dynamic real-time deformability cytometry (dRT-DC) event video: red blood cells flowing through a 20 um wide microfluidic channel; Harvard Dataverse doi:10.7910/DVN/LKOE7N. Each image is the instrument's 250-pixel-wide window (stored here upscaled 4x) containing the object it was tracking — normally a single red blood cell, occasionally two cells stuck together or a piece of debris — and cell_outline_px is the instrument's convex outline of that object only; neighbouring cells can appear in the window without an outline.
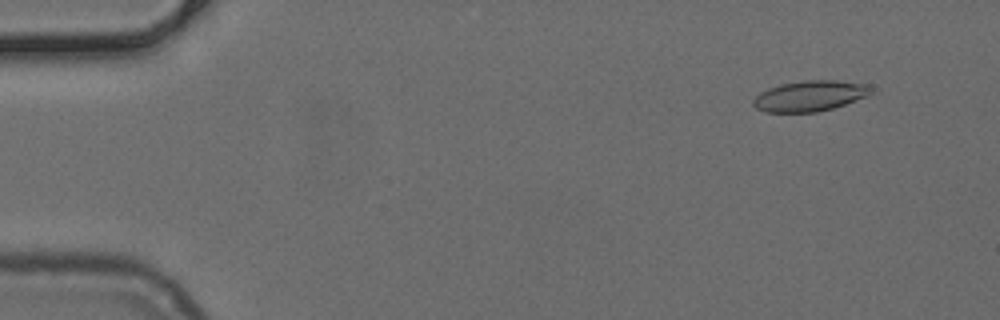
{"species": "common noctule bat (a hibernating species)", "species_latin": "Nyctalus noctula", "temperature_condition": "cold", "stored_images_in_passage": 52, "camera_frame_rate_fps": 3000, "um_per_image_px": 0.085, "animal": {"sex": "female", "body_mass_g": 24.6, "forearm_length_mm": 56.2}, "frame": {"image": 1, "passage_image": 5, "time_ms": 1.333, "image_size_px": [1000, 320], "cell_outline_px": [[872, 92], [868, 96], [832, 108], [816, 112], [764, 112], [756, 108], [752, 104], [752, 100], [760, 92], [768, 88], [780, 84], [804, 80], [836, 80], [872, 84]], "centroid_in_image_um": [68.85, 8.14], "position_along_channel_um": 16.1, "area_um2": 21.21}}
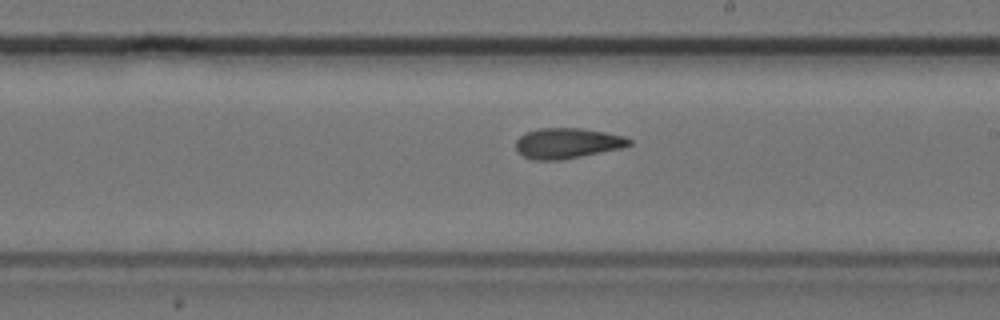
{"frame": {"image": 2, "passage_image": 30, "time_ms": 9.667, "image_size_px": [1000, 320], "cell_outline_px": [[632, 144], [620, 148], [560, 160], [532, 160], [516, 152], [516, 140], [520, 136], [528, 132], [540, 128], [580, 128], [604, 132], [624, 136], [632, 140]], "centroid_in_image_um": [48.19, 12.17], "position_along_channel_um": 240.8, "area_um2": 19.94}}
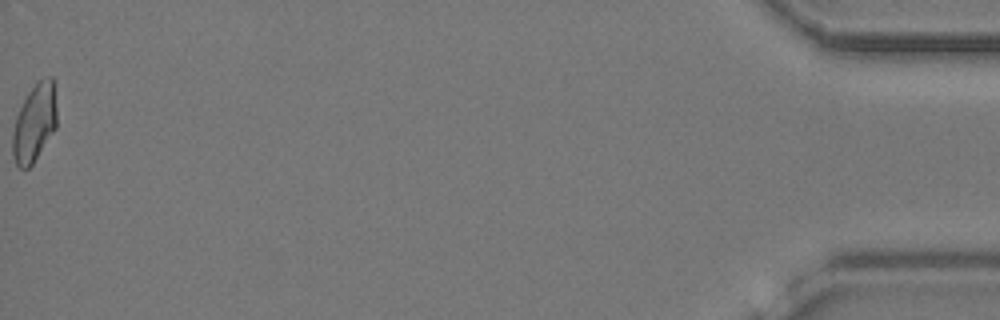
{"frame": {"image": 3, "passage_image": 52, "time_ms": 17.0, "image_size_px": [1000, 320], "cell_outline_px": [[56, 128], [32, 164], [28, 168], [20, 168], [16, 164], [12, 156], [12, 136], [16, 116], [28, 92], [36, 80], [44, 76], [52, 76], [56, 108]], "centroid_in_image_um": [2.92, 10.42], "position_along_channel_um": 432.3, "area_um2": 20.06}}